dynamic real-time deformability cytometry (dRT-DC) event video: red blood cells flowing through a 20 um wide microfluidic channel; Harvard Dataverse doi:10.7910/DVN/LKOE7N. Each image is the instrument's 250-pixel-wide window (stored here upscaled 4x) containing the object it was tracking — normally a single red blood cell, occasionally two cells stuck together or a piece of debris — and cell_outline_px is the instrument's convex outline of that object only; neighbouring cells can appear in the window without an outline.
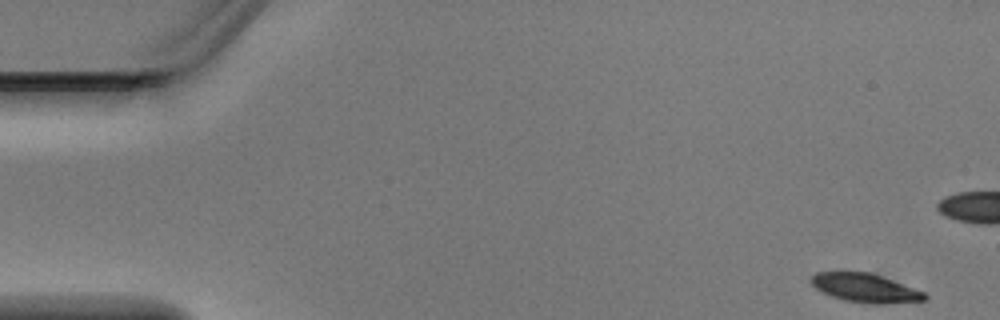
{"species": "Egyptian fruit bat (a non-hibernating species)", "species_latin": "Rousettus aegyptiacus", "temperature_condition": "warm", "stored_images_in_passage": 5, "camera_frame_rate_fps": 3000, "um_per_image_px": 0.085, "animal": {"sex": "male"}, "frame": {"image": 1, "passage_image": 1, "time_ms": 0.0, "image_size_px": [1000, 320], "cell_outline_px": [[928, 296], [924, 300], [884, 304], [868, 304], [844, 300], [832, 296], [816, 288], [808, 280], [816, 272], [868, 272], [892, 280], [924, 292]], "centroid_in_image_um": [73.52, 24.48], "position_along_channel_um": 11.5, "area_um2": 18.79}}
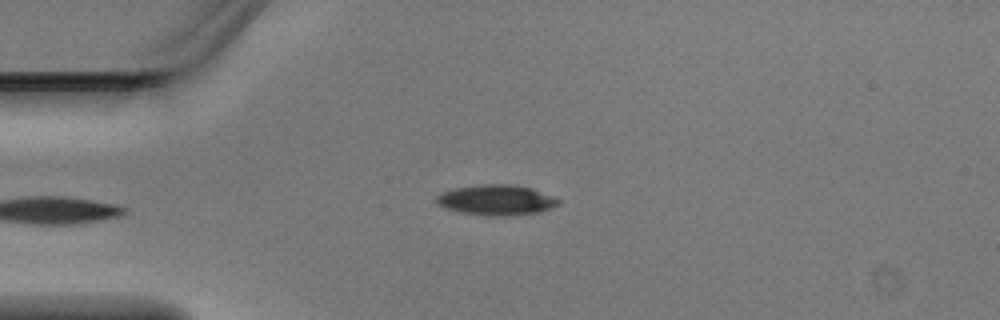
{"frame": {"image": 2, "passage_image": 5, "time_ms": 1.333, "image_size_px": [1000, 320], "cell_outline_px": [[560, 204], [540, 212], [516, 216], [488, 216], [460, 212], [444, 208], [436, 204], [436, 196], [440, 192], [456, 188], [480, 184], [504, 184], [532, 188], [552, 196], [560, 200]], "centroid_in_image_um": [42.17, 17.02], "position_along_channel_um": 42.8, "area_um2": 21.79}}